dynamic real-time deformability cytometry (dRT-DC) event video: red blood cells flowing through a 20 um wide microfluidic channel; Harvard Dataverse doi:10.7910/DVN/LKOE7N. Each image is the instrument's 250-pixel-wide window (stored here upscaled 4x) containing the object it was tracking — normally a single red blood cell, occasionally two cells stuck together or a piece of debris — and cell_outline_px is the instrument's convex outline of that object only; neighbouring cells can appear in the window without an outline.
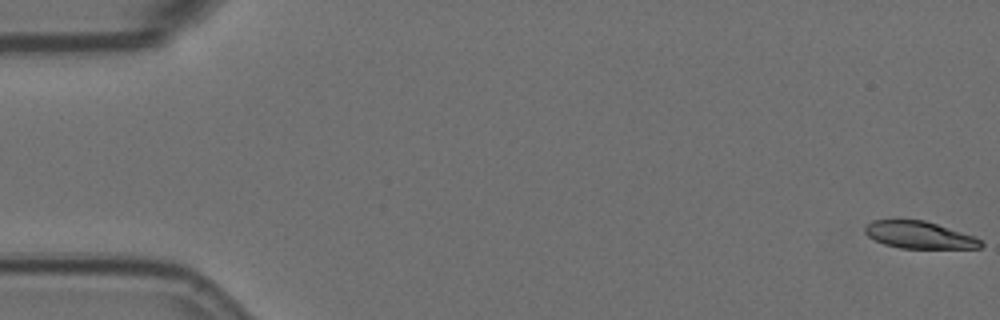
{"species": "Egyptian fruit bat (a non-hibernating species)", "species_latin": "Rousettus aegyptiacus", "temperature_condition": "room temperature", "stored_images_in_passage": 9, "camera_frame_rate_fps": 3000, "um_per_image_px": 0.085, "animal": {"sex": "female"}, "frame": {"image": 1, "passage_image": 1, "time_ms": 0.0, "image_size_px": [1000, 320], "cell_outline_px": [[984, 244], [980, 248], [900, 248], [884, 244], [868, 236], [864, 232], [864, 228], [872, 220], [924, 220], [976, 236]], "centroid_in_image_um": [78.16, 19.97], "position_along_channel_um": 6.8, "area_um2": 18.26}}